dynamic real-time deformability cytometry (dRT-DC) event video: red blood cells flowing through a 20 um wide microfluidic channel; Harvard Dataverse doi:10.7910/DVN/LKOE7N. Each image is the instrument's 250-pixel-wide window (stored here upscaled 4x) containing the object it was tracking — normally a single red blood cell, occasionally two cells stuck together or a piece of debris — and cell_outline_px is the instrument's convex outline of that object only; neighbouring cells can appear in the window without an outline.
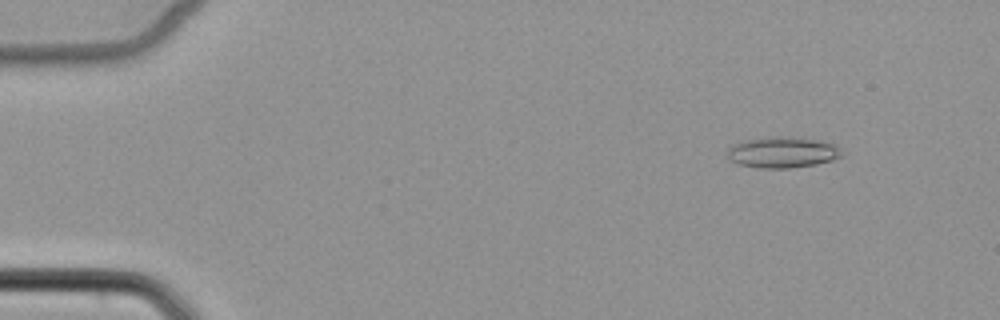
{"species": "common noctule bat (a hibernating species)", "species_latin": "Nyctalus noctula", "temperature_condition": "cold", "stored_images_in_passage": 53, "camera_frame_rate_fps": 3000, "um_per_image_px": 0.085, "animal": {"sex": "female", "body_mass_g": 22.7, "forearm_length_mm": 54.2}, "frame": {"image": 1, "passage_image": 7, "time_ms": 2.0, "image_size_px": [1000, 320], "cell_outline_px": [[840, 156], [832, 160], [816, 164], [788, 168], [760, 168], [740, 164], [728, 160], [724, 152], [732, 144], [744, 140], [772, 136], [784, 136], [820, 140], [836, 144], [840, 148]], "centroid_in_image_um": [66.45, 12.93], "position_along_channel_um": 18.6, "area_um2": 20.87}}
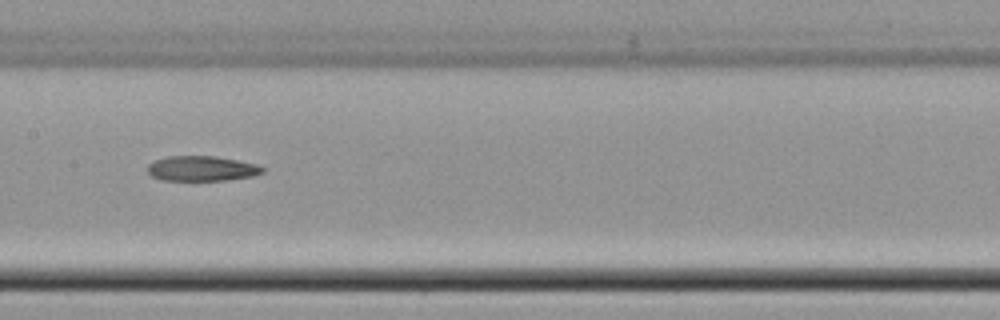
{"frame": {"image": 2, "passage_image": 28, "time_ms": 9.0, "image_size_px": [1000, 320], "cell_outline_px": [[264, 172], [252, 176], [224, 180], [160, 180], [152, 176], [148, 172], [148, 164], [152, 160], [168, 156], [216, 156], [256, 164], [264, 168]], "centroid_in_image_um": [17.11, 14.32], "position_along_channel_um": 190.3, "area_um2": 16.76}}
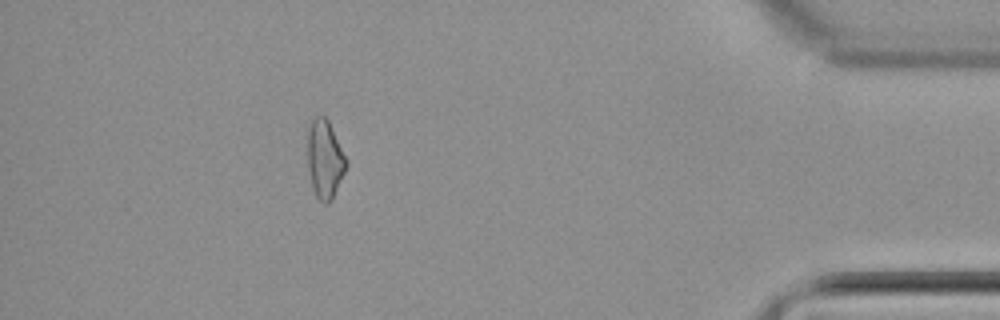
{"frame": {"image": 3, "passage_image": 48, "time_ms": 15.667, "image_size_px": [1000, 320], "cell_outline_px": [[348, 164], [332, 200], [328, 204], [324, 204], [316, 196], [312, 188], [308, 168], [308, 124], [316, 116], [324, 116], [328, 120], [348, 160]], "centroid_in_image_um": [27.61, 13.54], "position_along_channel_um": 407.6, "area_um2": 17.74}}